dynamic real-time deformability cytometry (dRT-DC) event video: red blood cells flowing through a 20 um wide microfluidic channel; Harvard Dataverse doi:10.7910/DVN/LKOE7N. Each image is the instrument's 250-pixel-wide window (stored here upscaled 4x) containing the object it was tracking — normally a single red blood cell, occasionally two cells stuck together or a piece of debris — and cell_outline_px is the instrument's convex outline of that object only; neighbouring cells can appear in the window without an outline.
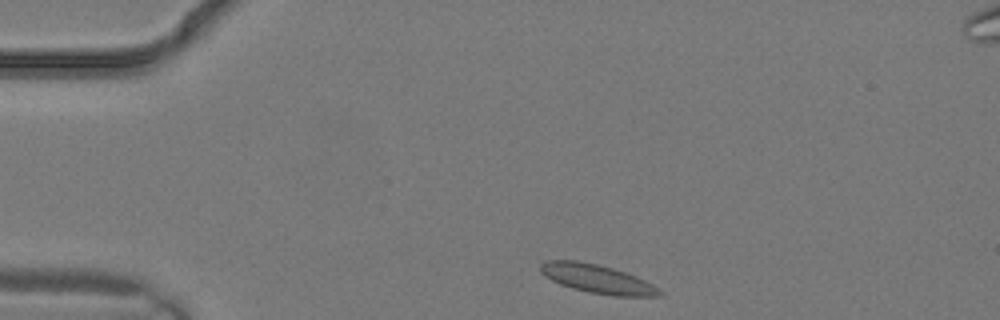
{"species": "common noctule bat (a hibernating species)", "species_latin": "Nyctalus noctula", "temperature_condition": "warm", "stored_images_in_passage": 2, "camera_frame_rate_fps": 3000, "um_per_image_px": 0.085, "animal": {"sex": "male", "body_mass_g": 19.2, "forearm_length_mm": 51.8}, "frame": {"image": 1, "passage_image": 1, "time_ms": 0.0, "image_size_px": [1000, 320], "cell_outline_px": [[664, 292], [660, 296], [612, 296], [588, 292], [572, 288], [560, 284], [544, 276], [540, 272], [540, 264], [548, 260], [576, 260], [596, 264], [612, 268], [636, 276], [660, 288]], "centroid_in_image_um": [50.77, 23.71], "position_along_channel_um": 34.2, "area_um2": 19.94}}